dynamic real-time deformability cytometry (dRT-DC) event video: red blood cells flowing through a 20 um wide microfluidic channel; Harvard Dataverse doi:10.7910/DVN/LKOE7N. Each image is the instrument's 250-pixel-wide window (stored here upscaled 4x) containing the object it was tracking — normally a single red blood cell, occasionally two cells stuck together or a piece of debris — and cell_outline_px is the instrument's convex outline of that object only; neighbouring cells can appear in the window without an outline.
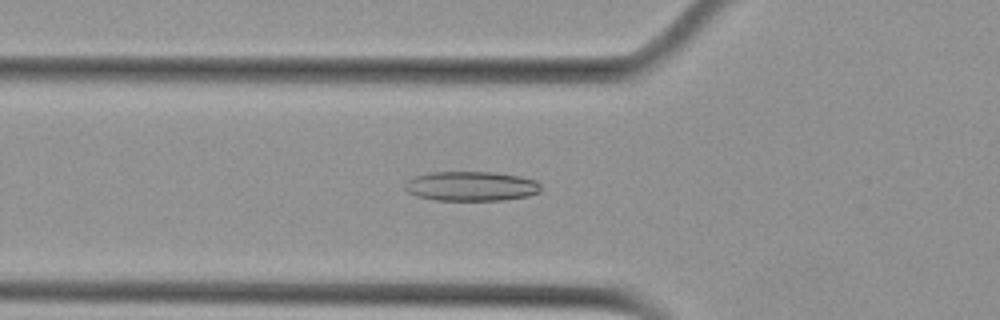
{"species": "Egyptian fruit bat (a non-hibernating species)", "species_latin": "Rousettus aegyptiacus", "temperature_condition": "cold", "stored_images_in_passage": 40, "camera_frame_rate_fps": 3000, "um_per_image_px": 0.085, "animal": {"sex": "female"}, "frame": {"image": 1, "passage_image": 5, "time_ms": 1.333, "image_size_px": [1000, 320], "cell_outline_px": [[540, 192], [528, 196], [504, 200], [436, 200], [416, 196], [408, 192], [404, 188], [404, 180], [412, 176], [428, 172], [492, 172], [520, 176], [536, 180], [540, 184]], "centroid_in_image_um": [40.0, 15.82], "position_along_channel_um": 85.8, "area_um2": 23.76}}
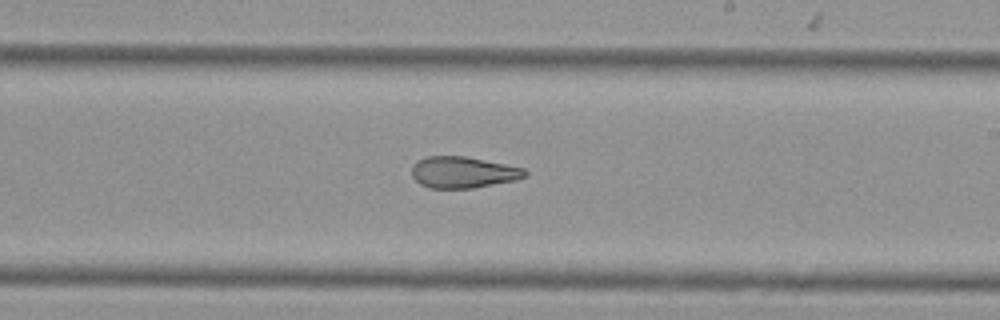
{"frame": {"image": 2, "passage_image": 18, "time_ms": 5.667, "image_size_px": [1000, 320], "cell_outline_px": [[528, 176], [516, 180], [472, 188], [428, 188], [420, 184], [412, 176], [412, 164], [424, 156], [464, 156], [524, 168], [528, 172]], "centroid_in_image_um": [39.35, 14.64], "position_along_channel_um": 249.7, "area_um2": 20.75}}
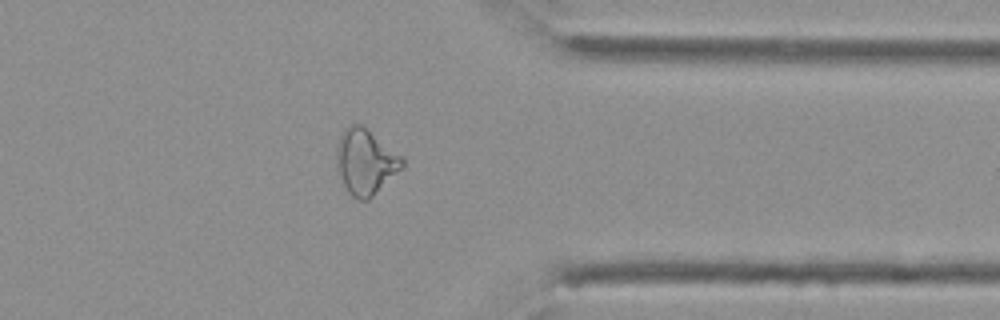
{"frame": {"image": 3, "passage_image": 29, "time_ms": 9.333, "image_size_px": [1000, 320], "cell_outline_px": [[404, 168], [368, 200], [356, 200], [348, 192], [336, 172], [336, 148], [340, 132], [348, 124], [360, 124], [400, 156], [404, 160]], "centroid_in_image_um": [31.01, 13.78], "position_along_channel_um": 380.4, "area_um2": 25.09}, "authors_computed_cell_mechanics": {"area_um2": 22.4842, "velocity_mm_per_s": 3.7773, "shape_relaxation_time_tau1_ms": null, "shape_relaxation_time_tau2_ms": 3.3407, "deformation_change_tau1": null, "deformation_change_tau2": 0.1289}}